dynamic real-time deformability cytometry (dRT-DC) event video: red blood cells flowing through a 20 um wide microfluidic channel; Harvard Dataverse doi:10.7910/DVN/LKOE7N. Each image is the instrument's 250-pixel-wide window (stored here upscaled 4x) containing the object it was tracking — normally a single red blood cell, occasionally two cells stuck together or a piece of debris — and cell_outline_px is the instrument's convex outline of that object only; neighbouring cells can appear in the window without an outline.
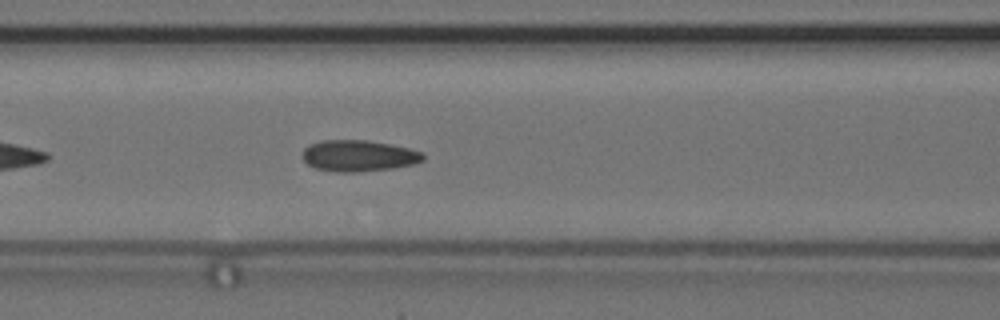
{"species": "common noctule bat (a hibernating species)", "species_latin": "Nyctalus noctula", "temperature_condition": "cold", "stored_images_in_passage": 34, "camera_frame_rate_fps": 3000, "um_per_image_px": 0.085, "animal": {"sex": "female", "body_mass_g": 24.6, "forearm_length_mm": 56.2}, "frame": {"image": 1, "passage_image": 10, "time_ms": 3.0, "image_size_px": [1000, 320], "cell_outline_px": [[424, 160], [416, 164], [392, 168], [360, 172], [336, 172], [316, 168], [308, 164], [300, 156], [304, 148], [308, 144], [320, 140], [368, 140], [408, 148], [424, 152]], "centroid_in_image_um": [30.47, 13.24], "position_along_channel_um": 136.1, "area_um2": 22.25}, "authors_computed_cell_mechanics": {"area_um2": 21.6172, "velocity_mm_per_s": 3.6711, "shape_relaxation_time_tau1_ms": null, "shape_relaxation_time_tau2_ms": 2.179, "deformation_change_tau1": null, "deformation_change_tau2": 0.0788}}